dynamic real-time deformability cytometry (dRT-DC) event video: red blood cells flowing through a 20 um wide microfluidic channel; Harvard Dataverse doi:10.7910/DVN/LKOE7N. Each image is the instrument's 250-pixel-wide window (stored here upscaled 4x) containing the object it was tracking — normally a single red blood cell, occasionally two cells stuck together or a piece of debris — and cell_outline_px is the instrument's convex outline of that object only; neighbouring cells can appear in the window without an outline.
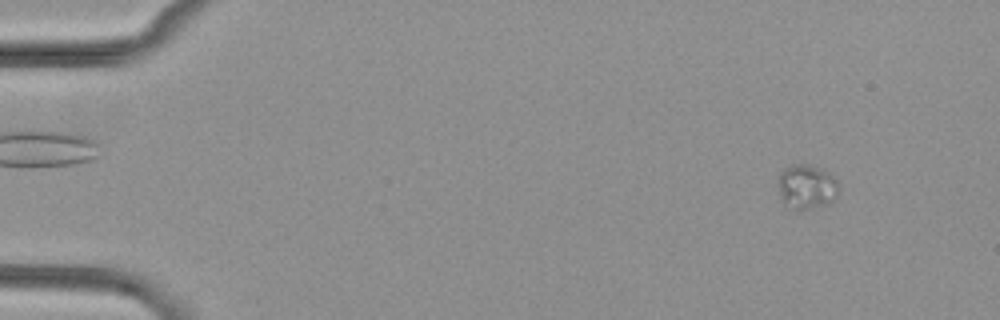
{"species": "common noctule bat (a hibernating species)", "species_latin": "Nyctalus noctula", "temperature_condition": "cold", "stored_images_in_passage": 3, "camera_frame_rate_fps": 3000, "um_per_image_px": 0.085, "animal": {"sex": "female", "body_mass_g": 29.2, "forearm_length_mm": 56.3}, "frame": {"image": 1, "passage_image": 3, "time_ms": 6.0, "image_size_px": [1000, 320], "cell_outline_px": [[840, 188], [836, 200], [828, 204], [808, 208], [784, 208], [780, 196], [776, 180], [780, 172], [784, 168], [792, 164], [808, 164], [820, 168], [828, 172], [840, 180]], "centroid_in_image_um": [68.58, 15.86], "position_along_channel_um": 16.4, "area_um2": 16.36}}